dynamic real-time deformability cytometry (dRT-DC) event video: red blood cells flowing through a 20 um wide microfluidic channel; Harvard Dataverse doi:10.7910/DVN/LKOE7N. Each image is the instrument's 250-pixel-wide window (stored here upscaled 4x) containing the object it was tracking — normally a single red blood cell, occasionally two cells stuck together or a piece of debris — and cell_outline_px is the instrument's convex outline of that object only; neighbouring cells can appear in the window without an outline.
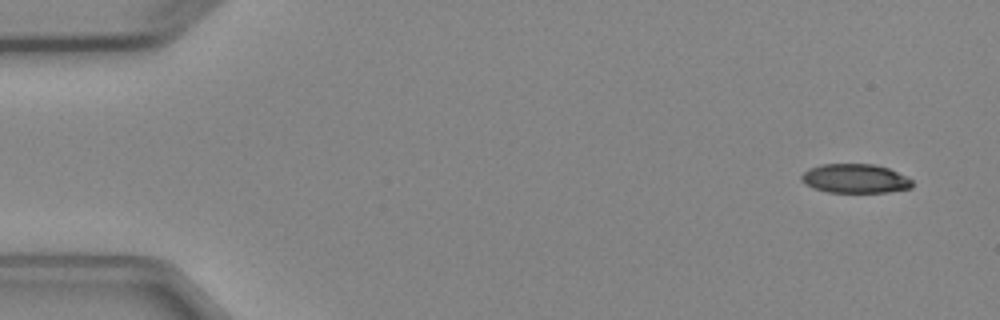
{"species": "Egyptian fruit bat (a non-hibernating species)", "species_latin": "Rousettus aegyptiacus", "temperature_condition": "cold", "stored_images_in_passage": 6, "camera_frame_rate_fps": 3000, "um_per_image_px": 0.085, "animal": {"sex": "female"}, "frame": {"image": 1, "passage_image": 1, "time_ms": 0.0, "image_size_px": [1000, 320], "cell_outline_px": [[912, 188], [888, 192], [828, 192], [812, 188], [804, 184], [800, 180], [800, 176], [808, 168], [820, 164], [872, 164], [888, 168], [912, 180]], "centroid_in_image_um": [72.63, 15.18], "position_along_channel_um": 12.4, "area_um2": 18.84}}
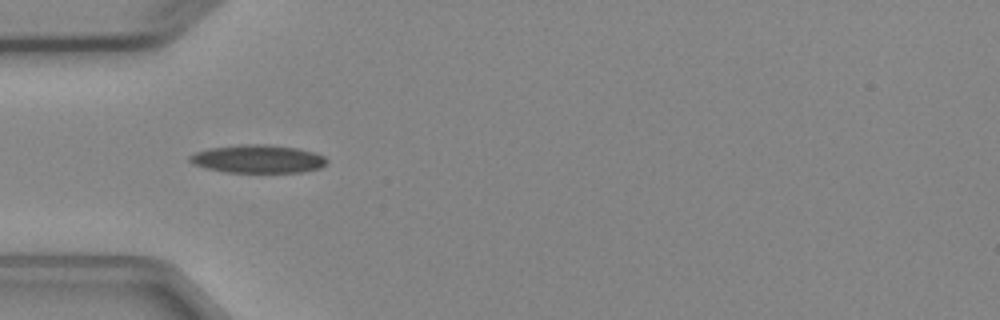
{"frame": {"image": 2, "passage_image": 4, "time_ms": 4.333, "image_size_px": [1000, 320], "cell_outline_px": [[328, 160], [320, 168], [300, 172], [224, 172], [204, 168], [192, 164], [188, 160], [188, 156], [196, 152], [208, 148], [240, 144], [268, 144], [296, 148], [316, 152], [324, 156]], "centroid_in_image_um": [21.88, 13.5], "position_along_channel_um": 63.1, "area_um2": 22.66}}